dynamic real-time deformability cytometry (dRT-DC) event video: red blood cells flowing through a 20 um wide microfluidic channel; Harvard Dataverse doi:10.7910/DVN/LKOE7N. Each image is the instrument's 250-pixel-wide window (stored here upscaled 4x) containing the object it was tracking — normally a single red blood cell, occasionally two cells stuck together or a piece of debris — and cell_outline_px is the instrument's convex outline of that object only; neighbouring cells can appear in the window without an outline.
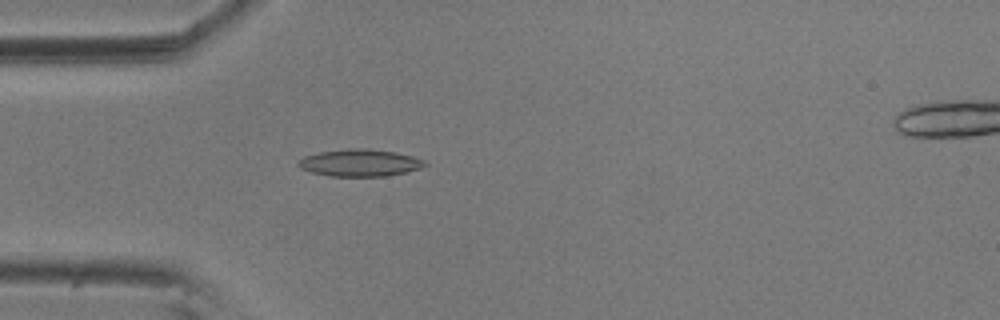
{"species": "common noctule bat (a hibernating species)", "species_latin": "Nyctalus noctula", "temperature_condition": "room temperature", "stored_images_in_passage": 52, "camera_frame_rate_fps": 3000, "um_per_image_px": 0.085, "animal": {"sex": "male", "body_mass_g": 20.5, "forearm_length_mm": 52.5}, "frame": {"image": 1, "passage_image": 12, "time_ms": 3.667, "image_size_px": [1000, 320], "cell_outline_px": [[428, 164], [420, 168], [404, 172], [384, 176], [328, 176], [312, 172], [300, 168], [296, 164], [304, 156], [320, 152], [352, 148], [364, 148], [396, 152], [412, 156], [424, 160]], "centroid_in_image_um": [30.58, 13.84], "position_along_channel_um": 54.4, "area_um2": 19.83}}
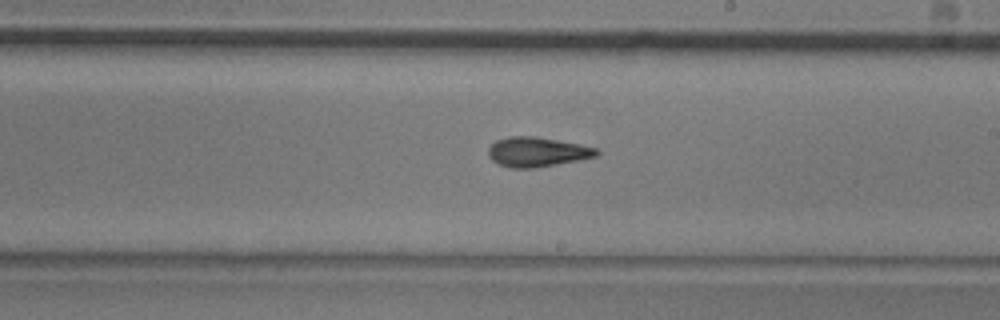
{"frame": {"image": 2, "passage_image": 28, "time_ms": 9.0, "image_size_px": [1000, 320], "cell_outline_px": [[600, 152], [596, 156], [536, 168], [512, 168], [500, 164], [492, 160], [488, 156], [488, 148], [496, 140], [508, 136], [536, 136], [580, 144], [596, 148]], "centroid_in_image_um": [45.63, 12.9], "position_along_channel_um": 243.4, "area_um2": 18.61}}
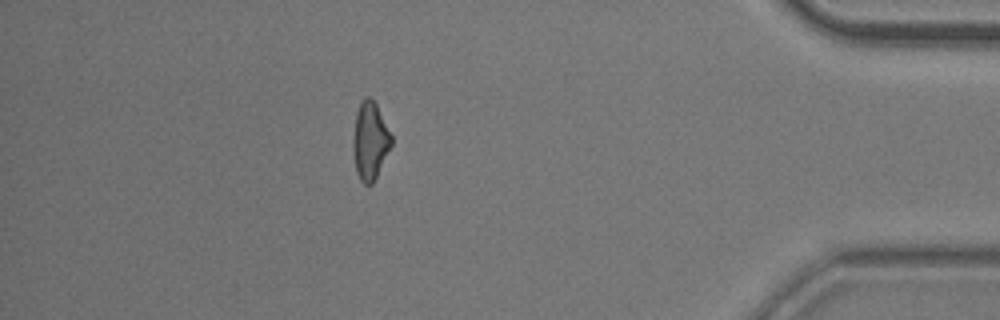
{"frame": {"image": 3, "passage_image": 45, "time_ms": 14.667, "image_size_px": [1000, 320], "cell_outline_px": [[392, 144], [372, 184], [364, 184], [360, 180], [356, 172], [352, 148], [352, 140], [356, 112], [364, 96], [368, 96], [376, 104], [392, 136]], "centroid_in_image_um": [31.43, 11.97], "position_along_channel_um": 403.8, "area_um2": 17.22}, "authors_computed_cell_mechanics": {"area_um2": 17.918, "velocity_mm_per_s": 3.632, "shape_relaxation_time_tau1_ms": 7.6661, "shape_relaxation_time_tau2_ms": 3.671, "deformation_change_tau1": 0.1849, "deformation_change_tau2": 0.1238}}